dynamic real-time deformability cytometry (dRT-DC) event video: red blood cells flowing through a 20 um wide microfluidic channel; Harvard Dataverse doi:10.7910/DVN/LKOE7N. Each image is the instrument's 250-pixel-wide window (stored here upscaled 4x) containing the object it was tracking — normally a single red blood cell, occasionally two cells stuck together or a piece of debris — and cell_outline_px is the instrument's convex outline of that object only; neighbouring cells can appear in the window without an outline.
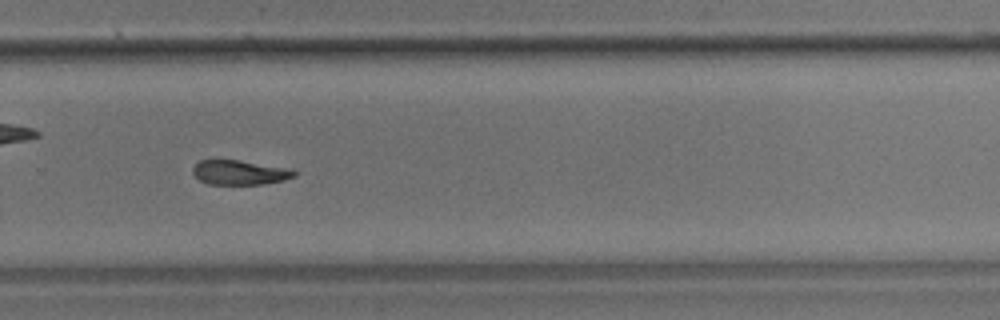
{"species": "common noctule bat (a hibernating species)", "species_latin": "Nyctalus noctula", "temperature_condition": "room temperature", "stored_images_in_passage": 36, "camera_frame_rate_fps": 3000, "um_per_image_px": 0.085, "animal": {"sex": "male", "body_mass_g": 17.9}, "frame": {"image": 1, "passage_image": 21, "time_ms": 6.667, "image_size_px": [1000, 320], "cell_outline_px": [[296, 176], [284, 180], [264, 184], [208, 184], [200, 180], [192, 172], [192, 168], [200, 160], [240, 160], [292, 168], [296, 172]], "centroid_in_image_um": [20.42, 14.65], "position_along_channel_um": 309.4, "area_um2": 14.62}}